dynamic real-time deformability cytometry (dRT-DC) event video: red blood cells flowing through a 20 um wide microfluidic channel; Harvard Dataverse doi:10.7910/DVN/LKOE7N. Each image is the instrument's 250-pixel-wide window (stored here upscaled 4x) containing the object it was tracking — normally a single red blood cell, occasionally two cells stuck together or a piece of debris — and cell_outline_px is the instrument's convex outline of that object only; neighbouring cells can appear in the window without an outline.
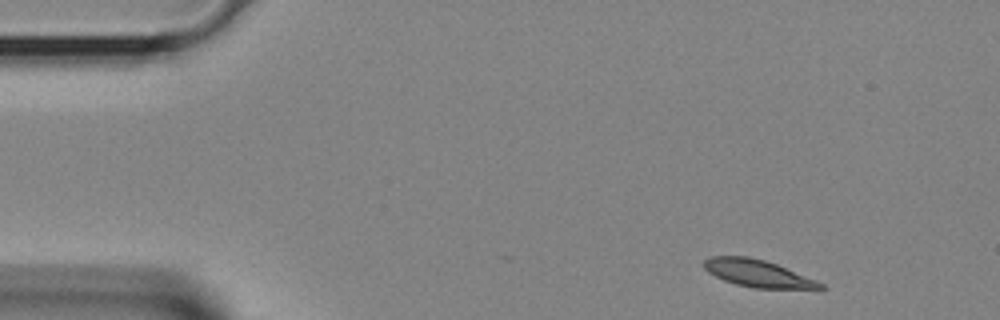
{"species": "Egyptian fruit bat (a non-hibernating species)", "species_latin": "Rousettus aegyptiacus", "temperature_condition": "room temperature", "stored_images_in_passage": 36, "camera_frame_rate_fps": 3000, "um_per_image_px": 0.085, "animal": {"sex": "female"}, "frame": {"image": 1, "passage_image": 1, "time_ms": 0.0, "image_size_px": [1000, 320], "cell_outline_px": [[824, 288], [752, 288], [736, 284], [724, 280], [708, 272], [704, 268], [704, 260], [712, 256], [748, 256], [764, 260], [776, 264], [816, 280], [824, 284]], "centroid_in_image_um": [64.37, 23.23], "position_along_channel_um": 20.6, "area_um2": 18.09}}
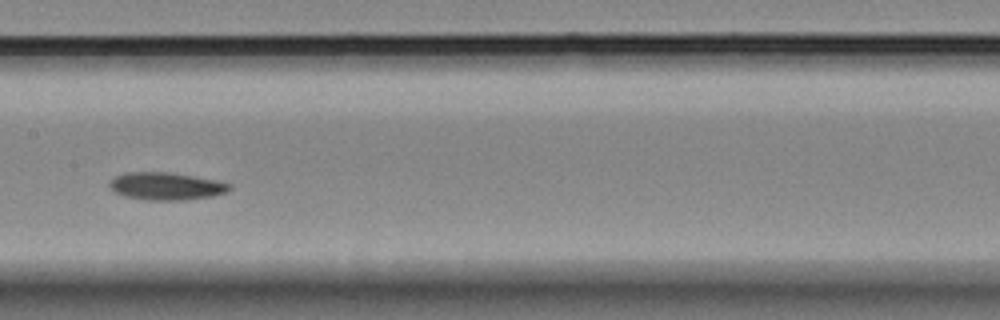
{"frame": {"image": 2, "passage_image": 16, "time_ms": 5.0, "image_size_px": [1000, 320], "cell_outline_px": [[232, 188], [228, 192], [212, 196], [184, 200], [148, 200], [124, 196], [116, 192], [108, 184], [108, 180], [124, 172], [168, 172], [216, 180], [232, 184]], "centroid_in_image_um": [14.13, 15.82], "position_along_channel_um": 193.3, "area_um2": 19.31}}
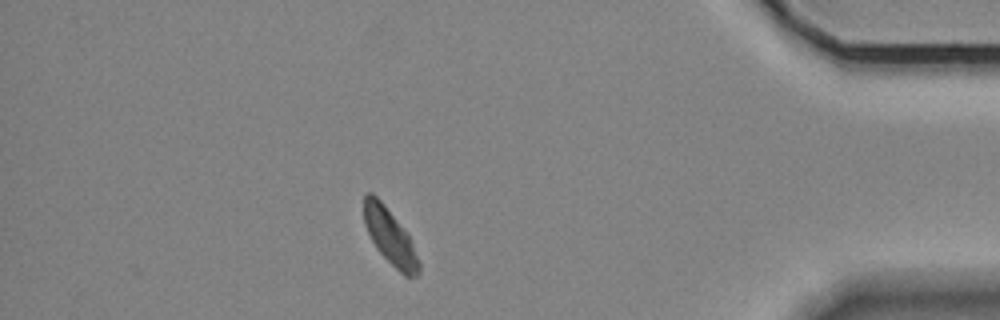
{"frame": {"image": 3, "passage_image": 31, "time_ms": 10.0, "image_size_px": [1000, 320], "cell_outline_px": [[420, 272], [416, 276], [404, 276], [376, 248], [364, 224], [364, 196], [368, 192], [372, 192], [384, 204], [408, 236], [412, 244], [420, 264]], "centroid_in_image_um": [33.13, 20.11], "position_along_channel_um": 402.1, "area_um2": 17.22}}